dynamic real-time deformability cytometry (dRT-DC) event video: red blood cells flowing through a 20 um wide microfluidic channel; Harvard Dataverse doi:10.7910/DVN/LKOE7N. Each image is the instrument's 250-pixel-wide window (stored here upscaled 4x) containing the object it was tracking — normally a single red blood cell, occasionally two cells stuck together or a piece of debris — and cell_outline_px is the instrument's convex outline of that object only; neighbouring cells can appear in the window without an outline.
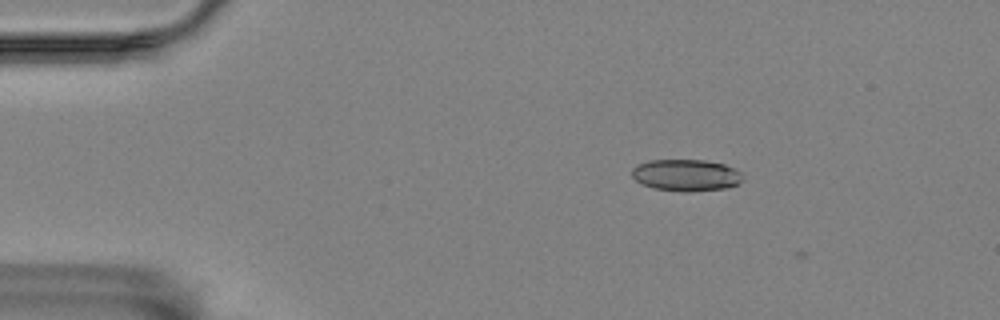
{"species": "Egyptian fruit bat (a non-hibernating species)", "species_latin": "Rousettus aegyptiacus", "temperature_condition": "room temperature", "stored_images_in_passage": 5, "camera_frame_rate_fps": 3000, "um_per_image_px": 0.085, "animal": {"sex": "female"}, "frame": {"image": 1, "passage_image": 2, "time_ms": 1.333, "image_size_px": [1000, 320], "cell_outline_px": [[744, 176], [736, 184], [728, 188], [688, 192], [684, 192], [652, 188], [640, 184], [632, 176], [632, 168], [648, 160], [704, 160], [724, 164], [736, 168]], "centroid_in_image_um": [58.31, 14.89], "position_along_channel_um": 26.7, "area_um2": 20.63}}